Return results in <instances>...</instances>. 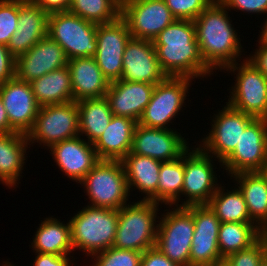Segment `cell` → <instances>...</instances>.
<instances>
[{
  "mask_svg": "<svg viewBox=\"0 0 267 266\" xmlns=\"http://www.w3.org/2000/svg\"><path fill=\"white\" fill-rule=\"evenodd\" d=\"M152 42L160 67L167 76L202 79L214 74L201 57L192 20L176 19Z\"/></svg>",
  "mask_w": 267,
  "mask_h": 266,
  "instance_id": "cell-1",
  "label": "cell"
},
{
  "mask_svg": "<svg viewBox=\"0 0 267 266\" xmlns=\"http://www.w3.org/2000/svg\"><path fill=\"white\" fill-rule=\"evenodd\" d=\"M227 10L219 0H214L193 21L201 57L212 71L240 62L244 52Z\"/></svg>",
  "mask_w": 267,
  "mask_h": 266,
  "instance_id": "cell-2",
  "label": "cell"
},
{
  "mask_svg": "<svg viewBox=\"0 0 267 266\" xmlns=\"http://www.w3.org/2000/svg\"><path fill=\"white\" fill-rule=\"evenodd\" d=\"M69 223L73 250L85 252L89 257L113 246L118 210L87 204L71 217Z\"/></svg>",
  "mask_w": 267,
  "mask_h": 266,
  "instance_id": "cell-3",
  "label": "cell"
},
{
  "mask_svg": "<svg viewBox=\"0 0 267 266\" xmlns=\"http://www.w3.org/2000/svg\"><path fill=\"white\" fill-rule=\"evenodd\" d=\"M159 205L138 200L118 210V224L113 246L118 249L144 252L154 247L158 233ZM158 219V220H156Z\"/></svg>",
  "mask_w": 267,
  "mask_h": 266,
  "instance_id": "cell-4",
  "label": "cell"
},
{
  "mask_svg": "<svg viewBox=\"0 0 267 266\" xmlns=\"http://www.w3.org/2000/svg\"><path fill=\"white\" fill-rule=\"evenodd\" d=\"M91 207L119 210L127 205L129 193L121 160H100L80 182Z\"/></svg>",
  "mask_w": 267,
  "mask_h": 266,
  "instance_id": "cell-5",
  "label": "cell"
},
{
  "mask_svg": "<svg viewBox=\"0 0 267 266\" xmlns=\"http://www.w3.org/2000/svg\"><path fill=\"white\" fill-rule=\"evenodd\" d=\"M240 62L223 69L236 74L226 103L254 118L267 119V77L246 57Z\"/></svg>",
  "mask_w": 267,
  "mask_h": 266,
  "instance_id": "cell-6",
  "label": "cell"
},
{
  "mask_svg": "<svg viewBox=\"0 0 267 266\" xmlns=\"http://www.w3.org/2000/svg\"><path fill=\"white\" fill-rule=\"evenodd\" d=\"M97 24L69 11L48 16V35L58 43L68 58L93 57L96 54Z\"/></svg>",
  "mask_w": 267,
  "mask_h": 266,
  "instance_id": "cell-7",
  "label": "cell"
},
{
  "mask_svg": "<svg viewBox=\"0 0 267 266\" xmlns=\"http://www.w3.org/2000/svg\"><path fill=\"white\" fill-rule=\"evenodd\" d=\"M196 146L184 153V184L181 197L185 199H180L184 201L178 204V207L207 205L219 186L214 161H218L221 168L222 162L213 160V156Z\"/></svg>",
  "mask_w": 267,
  "mask_h": 266,
  "instance_id": "cell-8",
  "label": "cell"
},
{
  "mask_svg": "<svg viewBox=\"0 0 267 266\" xmlns=\"http://www.w3.org/2000/svg\"><path fill=\"white\" fill-rule=\"evenodd\" d=\"M167 211L166 213H164ZM158 222L157 247L171 261L190 266V249L194 234L193 214L186 207L164 210Z\"/></svg>",
  "mask_w": 267,
  "mask_h": 266,
  "instance_id": "cell-9",
  "label": "cell"
},
{
  "mask_svg": "<svg viewBox=\"0 0 267 266\" xmlns=\"http://www.w3.org/2000/svg\"><path fill=\"white\" fill-rule=\"evenodd\" d=\"M192 80L188 77L167 76L156 84L138 124L156 129H174L169 124H172L173 118L185 107Z\"/></svg>",
  "mask_w": 267,
  "mask_h": 266,
  "instance_id": "cell-10",
  "label": "cell"
},
{
  "mask_svg": "<svg viewBox=\"0 0 267 266\" xmlns=\"http://www.w3.org/2000/svg\"><path fill=\"white\" fill-rule=\"evenodd\" d=\"M78 135L79 108L77 102L72 101L40 107L27 139L29 145L37 142L49 149L56 143Z\"/></svg>",
  "mask_w": 267,
  "mask_h": 266,
  "instance_id": "cell-11",
  "label": "cell"
},
{
  "mask_svg": "<svg viewBox=\"0 0 267 266\" xmlns=\"http://www.w3.org/2000/svg\"><path fill=\"white\" fill-rule=\"evenodd\" d=\"M213 115L211 130L197 145L207 154L223 162L236 148L242 132L255 119L226 103Z\"/></svg>",
  "mask_w": 267,
  "mask_h": 266,
  "instance_id": "cell-12",
  "label": "cell"
},
{
  "mask_svg": "<svg viewBox=\"0 0 267 266\" xmlns=\"http://www.w3.org/2000/svg\"><path fill=\"white\" fill-rule=\"evenodd\" d=\"M267 162V119L255 118L242 132L239 144L222 162L233 176L241 172H261Z\"/></svg>",
  "mask_w": 267,
  "mask_h": 266,
  "instance_id": "cell-13",
  "label": "cell"
},
{
  "mask_svg": "<svg viewBox=\"0 0 267 266\" xmlns=\"http://www.w3.org/2000/svg\"><path fill=\"white\" fill-rule=\"evenodd\" d=\"M121 17L132 38L150 41L176 20L165 0H122Z\"/></svg>",
  "mask_w": 267,
  "mask_h": 266,
  "instance_id": "cell-14",
  "label": "cell"
},
{
  "mask_svg": "<svg viewBox=\"0 0 267 266\" xmlns=\"http://www.w3.org/2000/svg\"><path fill=\"white\" fill-rule=\"evenodd\" d=\"M130 38L128 25L121 16L113 22L97 25V48L93 57L110 83L121 79L123 54Z\"/></svg>",
  "mask_w": 267,
  "mask_h": 266,
  "instance_id": "cell-15",
  "label": "cell"
},
{
  "mask_svg": "<svg viewBox=\"0 0 267 266\" xmlns=\"http://www.w3.org/2000/svg\"><path fill=\"white\" fill-rule=\"evenodd\" d=\"M194 219V234L190 249V266H209L224 259L219 251L218 234L221 222L208 205L186 207Z\"/></svg>",
  "mask_w": 267,
  "mask_h": 266,
  "instance_id": "cell-16",
  "label": "cell"
},
{
  "mask_svg": "<svg viewBox=\"0 0 267 266\" xmlns=\"http://www.w3.org/2000/svg\"><path fill=\"white\" fill-rule=\"evenodd\" d=\"M184 138L176 129H156L137 123L131 152L161 162L177 160L190 148Z\"/></svg>",
  "mask_w": 267,
  "mask_h": 266,
  "instance_id": "cell-17",
  "label": "cell"
},
{
  "mask_svg": "<svg viewBox=\"0 0 267 266\" xmlns=\"http://www.w3.org/2000/svg\"><path fill=\"white\" fill-rule=\"evenodd\" d=\"M67 64L64 49L47 35L15 59V77L30 83Z\"/></svg>",
  "mask_w": 267,
  "mask_h": 266,
  "instance_id": "cell-18",
  "label": "cell"
},
{
  "mask_svg": "<svg viewBox=\"0 0 267 266\" xmlns=\"http://www.w3.org/2000/svg\"><path fill=\"white\" fill-rule=\"evenodd\" d=\"M166 77L157 59L153 42L131 37L124 50L120 80L156 85Z\"/></svg>",
  "mask_w": 267,
  "mask_h": 266,
  "instance_id": "cell-19",
  "label": "cell"
},
{
  "mask_svg": "<svg viewBox=\"0 0 267 266\" xmlns=\"http://www.w3.org/2000/svg\"><path fill=\"white\" fill-rule=\"evenodd\" d=\"M0 97L7 112L10 126L18 133L32 129L39 112L31 85L14 77L0 85Z\"/></svg>",
  "mask_w": 267,
  "mask_h": 266,
  "instance_id": "cell-20",
  "label": "cell"
},
{
  "mask_svg": "<svg viewBox=\"0 0 267 266\" xmlns=\"http://www.w3.org/2000/svg\"><path fill=\"white\" fill-rule=\"evenodd\" d=\"M49 149L58 168L76 183H80L100 161L93 143L87 142L80 135L56 143Z\"/></svg>",
  "mask_w": 267,
  "mask_h": 266,
  "instance_id": "cell-21",
  "label": "cell"
},
{
  "mask_svg": "<svg viewBox=\"0 0 267 266\" xmlns=\"http://www.w3.org/2000/svg\"><path fill=\"white\" fill-rule=\"evenodd\" d=\"M48 16L33 0H19L18 26L7 45L15 59L48 35Z\"/></svg>",
  "mask_w": 267,
  "mask_h": 266,
  "instance_id": "cell-22",
  "label": "cell"
},
{
  "mask_svg": "<svg viewBox=\"0 0 267 266\" xmlns=\"http://www.w3.org/2000/svg\"><path fill=\"white\" fill-rule=\"evenodd\" d=\"M155 85L142 82L117 80L109 84L106 98L113 115L139 121L151 100Z\"/></svg>",
  "mask_w": 267,
  "mask_h": 266,
  "instance_id": "cell-23",
  "label": "cell"
},
{
  "mask_svg": "<svg viewBox=\"0 0 267 266\" xmlns=\"http://www.w3.org/2000/svg\"><path fill=\"white\" fill-rule=\"evenodd\" d=\"M73 101L106 96L110 82L104 77L94 57L68 60Z\"/></svg>",
  "mask_w": 267,
  "mask_h": 266,
  "instance_id": "cell-24",
  "label": "cell"
},
{
  "mask_svg": "<svg viewBox=\"0 0 267 266\" xmlns=\"http://www.w3.org/2000/svg\"><path fill=\"white\" fill-rule=\"evenodd\" d=\"M121 162L124 166L129 193L130 190L132 192L136 189L141 194H145L141 200L158 204V180L162 162L131 151Z\"/></svg>",
  "mask_w": 267,
  "mask_h": 266,
  "instance_id": "cell-25",
  "label": "cell"
},
{
  "mask_svg": "<svg viewBox=\"0 0 267 266\" xmlns=\"http://www.w3.org/2000/svg\"><path fill=\"white\" fill-rule=\"evenodd\" d=\"M137 121L113 115L105 131L93 143L100 160H122L132 148Z\"/></svg>",
  "mask_w": 267,
  "mask_h": 266,
  "instance_id": "cell-26",
  "label": "cell"
},
{
  "mask_svg": "<svg viewBox=\"0 0 267 266\" xmlns=\"http://www.w3.org/2000/svg\"><path fill=\"white\" fill-rule=\"evenodd\" d=\"M28 146L26 134H0V182L9 189L20 183Z\"/></svg>",
  "mask_w": 267,
  "mask_h": 266,
  "instance_id": "cell-27",
  "label": "cell"
},
{
  "mask_svg": "<svg viewBox=\"0 0 267 266\" xmlns=\"http://www.w3.org/2000/svg\"><path fill=\"white\" fill-rule=\"evenodd\" d=\"M30 85L40 107L73 101L71 75L67 65L33 80Z\"/></svg>",
  "mask_w": 267,
  "mask_h": 266,
  "instance_id": "cell-28",
  "label": "cell"
},
{
  "mask_svg": "<svg viewBox=\"0 0 267 266\" xmlns=\"http://www.w3.org/2000/svg\"><path fill=\"white\" fill-rule=\"evenodd\" d=\"M53 217L41 220L31 243L33 252L71 255L70 253H73L74 250L71 242L70 223L68 221L65 224Z\"/></svg>",
  "mask_w": 267,
  "mask_h": 266,
  "instance_id": "cell-29",
  "label": "cell"
},
{
  "mask_svg": "<svg viewBox=\"0 0 267 266\" xmlns=\"http://www.w3.org/2000/svg\"><path fill=\"white\" fill-rule=\"evenodd\" d=\"M230 177L243 194L250 219L259 226L267 220V178L262 172H241Z\"/></svg>",
  "mask_w": 267,
  "mask_h": 266,
  "instance_id": "cell-30",
  "label": "cell"
},
{
  "mask_svg": "<svg viewBox=\"0 0 267 266\" xmlns=\"http://www.w3.org/2000/svg\"><path fill=\"white\" fill-rule=\"evenodd\" d=\"M77 106L79 108V135L86 136L87 142L94 143L105 131L113 116L110 104L106 97H101L80 100Z\"/></svg>",
  "mask_w": 267,
  "mask_h": 266,
  "instance_id": "cell-31",
  "label": "cell"
},
{
  "mask_svg": "<svg viewBox=\"0 0 267 266\" xmlns=\"http://www.w3.org/2000/svg\"><path fill=\"white\" fill-rule=\"evenodd\" d=\"M224 188L225 187L220 183L217 191L207 204L216 214L219 221L221 223H254L250 219L246 202L238 187H234L232 190H226Z\"/></svg>",
  "mask_w": 267,
  "mask_h": 266,
  "instance_id": "cell-32",
  "label": "cell"
},
{
  "mask_svg": "<svg viewBox=\"0 0 267 266\" xmlns=\"http://www.w3.org/2000/svg\"><path fill=\"white\" fill-rule=\"evenodd\" d=\"M258 241V226L255 223H221L218 246L223 258L252 246Z\"/></svg>",
  "mask_w": 267,
  "mask_h": 266,
  "instance_id": "cell-33",
  "label": "cell"
},
{
  "mask_svg": "<svg viewBox=\"0 0 267 266\" xmlns=\"http://www.w3.org/2000/svg\"><path fill=\"white\" fill-rule=\"evenodd\" d=\"M184 184V154L177 160L162 162L158 180V204L177 206Z\"/></svg>",
  "mask_w": 267,
  "mask_h": 266,
  "instance_id": "cell-34",
  "label": "cell"
},
{
  "mask_svg": "<svg viewBox=\"0 0 267 266\" xmlns=\"http://www.w3.org/2000/svg\"><path fill=\"white\" fill-rule=\"evenodd\" d=\"M69 12L100 25L115 21L121 16L120 0H71Z\"/></svg>",
  "mask_w": 267,
  "mask_h": 266,
  "instance_id": "cell-35",
  "label": "cell"
},
{
  "mask_svg": "<svg viewBox=\"0 0 267 266\" xmlns=\"http://www.w3.org/2000/svg\"><path fill=\"white\" fill-rule=\"evenodd\" d=\"M143 252L110 247L93 254L91 266H140Z\"/></svg>",
  "mask_w": 267,
  "mask_h": 266,
  "instance_id": "cell-36",
  "label": "cell"
},
{
  "mask_svg": "<svg viewBox=\"0 0 267 266\" xmlns=\"http://www.w3.org/2000/svg\"><path fill=\"white\" fill-rule=\"evenodd\" d=\"M19 0H0V44L8 45L18 26Z\"/></svg>",
  "mask_w": 267,
  "mask_h": 266,
  "instance_id": "cell-37",
  "label": "cell"
},
{
  "mask_svg": "<svg viewBox=\"0 0 267 266\" xmlns=\"http://www.w3.org/2000/svg\"><path fill=\"white\" fill-rule=\"evenodd\" d=\"M214 0H165L172 15L179 20L194 21Z\"/></svg>",
  "mask_w": 267,
  "mask_h": 266,
  "instance_id": "cell-38",
  "label": "cell"
},
{
  "mask_svg": "<svg viewBox=\"0 0 267 266\" xmlns=\"http://www.w3.org/2000/svg\"><path fill=\"white\" fill-rule=\"evenodd\" d=\"M225 259L230 266H262L267 261L264 249L259 241L247 249L231 253Z\"/></svg>",
  "mask_w": 267,
  "mask_h": 266,
  "instance_id": "cell-39",
  "label": "cell"
},
{
  "mask_svg": "<svg viewBox=\"0 0 267 266\" xmlns=\"http://www.w3.org/2000/svg\"><path fill=\"white\" fill-rule=\"evenodd\" d=\"M231 12L242 11L245 14H267V0H219Z\"/></svg>",
  "mask_w": 267,
  "mask_h": 266,
  "instance_id": "cell-40",
  "label": "cell"
},
{
  "mask_svg": "<svg viewBox=\"0 0 267 266\" xmlns=\"http://www.w3.org/2000/svg\"><path fill=\"white\" fill-rule=\"evenodd\" d=\"M15 77V58L8 47L0 44V85Z\"/></svg>",
  "mask_w": 267,
  "mask_h": 266,
  "instance_id": "cell-41",
  "label": "cell"
},
{
  "mask_svg": "<svg viewBox=\"0 0 267 266\" xmlns=\"http://www.w3.org/2000/svg\"><path fill=\"white\" fill-rule=\"evenodd\" d=\"M140 266H180L171 261L157 247H151L143 252Z\"/></svg>",
  "mask_w": 267,
  "mask_h": 266,
  "instance_id": "cell-42",
  "label": "cell"
},
{
  "mask_svg": "<svg viewBox=\"0 0 267 266\" xmlns=\"http://www.w3.org/2000/svg\"><path fill=\"white\" fill-rule=\"evenodd\" d=\"M258 48L247 59L267 77V41L259 35Z\"/></svg>",
  "mask_w": 267,
  "mask_h": 266,
  "instance_id": "cell-43",
  "label": "cell"
},
{
  "mask_svg": "<svg viewBox=\"0 0 267 266\" xmlns=\"http://www.w3.org/2000/svg\"><path fill=\"white\" fill-rule=\"evenodd\" d=\"M33 266H72L73 256L71 255H53L35 252Z\"/></svg>",
  "mask_w": 267,
  "mask_h": 266,
  "instance_id": "cell-44",
  "label": "cell"
},
{
  "mask_svg": "<svg viewBox=\"0 0 267 266\" xmlns=\"http://www.w3.org/2000/svg\"><path fill=\"white\" fill-rule=\"evenodd\" d=\"M48 14L68 11L71 0H33Z\"/></svg>",
  "mask_w": 267,
  "mask_h": 266,
  "instance_id": "cell-45",
  "label": "cell"
},
{
  "mask_svg": "<svg viewBox=\"0 0 267 266\" xmlns=\"http://www.w3.org/2000/svg\"><path fill=\"white\" fill-rule=\"evenodd\" d=\"M16 132L9 123L6 109L0 97V134Z\"/></svg>",
  "mask_w": 267,
  "mask_h": 266,
  "instance_id": "cell-46",
  "label": "cell"
},
{
  "mask_svg": "<svg viewBox=\"0 0 267 266\" xmlns=\"http://www.w3.org/2000/svg\"><path fill=\"white\" fill-rule=\"evenodd\" d=\"M258 241L262 244L267 260V220L258 226Z\"/></svg>",
  "mask_w": 267,
  "mask_h": 266,
  "instance_id": "cell-47",
  "label": "cell"
},
{
  "mask_svg": "<svg viewBox=\"0 0 267 266\" xmlns=\"http://www.w3.org/2000/svg\"><path fill=\"white\" fill-rule=\"evenodd\" d=\"M263 20H264V22H263L262 26L259 27V28H261L260 35L267 41V17H266V20L265 19H263Z\"/></svg>",
  "mask_w": 267,
  "mask_h": 266,
  "instance_id": "cell-48",
  "label": "cell"
},
{
  "mask_svg": "<svg viewBox=\"0 0 267 266\" xmlns=\"http://www.w3.org/2000/svg\"><path fill=\"white\" fill-rule=\"evenodd\" d=\"M209 266H230V264L227 262V260L224 258L222 260L213 262Z\"/></svg>",
  "mask_w": 267,
  "mask_h": 266,
  "instance_id": "cell-49",
  "label": "cell"
},
{
  "mask_svg": "<svg viewBox=\"0 0 267 266\" xmlns=\"http://www.w3.org/2000/svg\"><path fill=\"white\" fill-rule=\"evenodd\" d=\"M263 175L267 178V162L265 163V166L263 167L262 171Z\"/></svg>",
  "mask_w": 267,
  "mask_h": 266,
  "instance_id": "cell-50",
  "label": "cell"
},
{
  "mask_svg": "<svg viewBox=\"0 0 267 266\" xmlns=\"http://www.w3.org/2000/svg\"><path fill=\"white\" fill-rule=\"evenodd\" d=\"M2 266H14V264H11L9 261H4Z\"/></svg>",
  "mask_w": 267,
  "mask_h": 266,
  "instance_id": "cell-51",
  "label": "cell"
},
{
  "mask_svg": "<svg viewBox=\"0 0 267 266\" xmlns=\"http://www.w3.org/2000/svg\"><path fill=\"white\" fill-rule=\"evenodd\" d=\"M262 266H267V261L264 262V264Z\"/></svg>",
  "mask_w": 267,
  "mask_h": 266,
  "instance_id": "cell-52",
  "label": "cell"
}]
</instances>
